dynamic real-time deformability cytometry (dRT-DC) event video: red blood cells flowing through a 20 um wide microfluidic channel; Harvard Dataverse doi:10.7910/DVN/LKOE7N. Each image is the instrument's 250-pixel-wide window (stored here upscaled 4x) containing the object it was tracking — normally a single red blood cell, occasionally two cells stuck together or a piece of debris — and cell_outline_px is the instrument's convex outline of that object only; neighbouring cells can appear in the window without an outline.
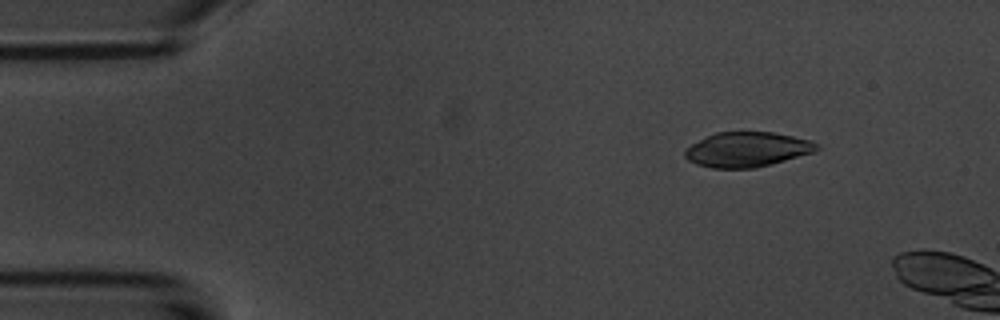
{"species": "common noctule bat (a hibernating species)", "species_latin": "Nyctalus noctula", "temperature_condition": "room temperature", "stored_images_in_passage": 4, "camera_frame_rate_fps": 3000, "um_per_image_px": 0.085, "animal": {"sex": "male", "body_mass_g": 20.1, "forearm_length_mm": 53.5}, "frame": {"image": 1, "passage_image": 2, "time_ms": 1.333, "image_size_px": [1000, 320], "cell_outline_px": [[820, 148], [816, 152], [772, 164], [756, 168], [712, 168], [696, 164], [688, 160], [684, 156], [684, 148], [716, 132], [772, 132], [812, 140], [820, 144]], "centroid_in_image_um": [63.55, 12.71], "position_along_channel_um": 21.5, "area_um2": 26.99}}